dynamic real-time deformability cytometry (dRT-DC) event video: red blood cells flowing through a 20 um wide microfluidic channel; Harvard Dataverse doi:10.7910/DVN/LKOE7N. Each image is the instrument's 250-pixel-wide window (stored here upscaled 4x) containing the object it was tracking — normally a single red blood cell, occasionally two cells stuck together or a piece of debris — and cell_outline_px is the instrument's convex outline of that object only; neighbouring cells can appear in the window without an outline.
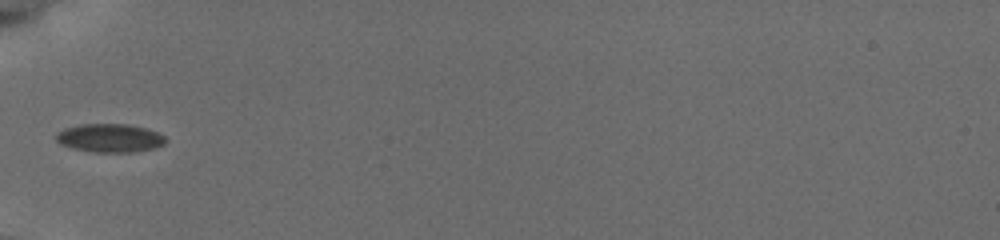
{"species": "common noctule bat (a hibernating species)", "species_latin": "Nyctalus noctula", "temperature_condition": "cold", "stored_images_in_passage": 3, "camera_frame_rate_fps": 3000, "um_per_image_px": 0.085, "animal": {"sex": "female", "body_mass_g": 19.5, "forearm_length_mm": 54.1}, "frame": {"image": 1, "passage_image": 1, "time_ms": 0.0, "image_size_px": [1000, 240], "cell_outline_px": [[164, 144], [156, 148], [136, 152], [92, 152], [72, 148], [60, 144], [56, 140], [56, 132], [64, 128], [80, 124], [128, 124], [144, 128], [156, 132], [164, 136]], "centroid_in_image_um": [9.3, 11.74], "position_along_channel_um": 75.7, "area_um2": 18.21}}